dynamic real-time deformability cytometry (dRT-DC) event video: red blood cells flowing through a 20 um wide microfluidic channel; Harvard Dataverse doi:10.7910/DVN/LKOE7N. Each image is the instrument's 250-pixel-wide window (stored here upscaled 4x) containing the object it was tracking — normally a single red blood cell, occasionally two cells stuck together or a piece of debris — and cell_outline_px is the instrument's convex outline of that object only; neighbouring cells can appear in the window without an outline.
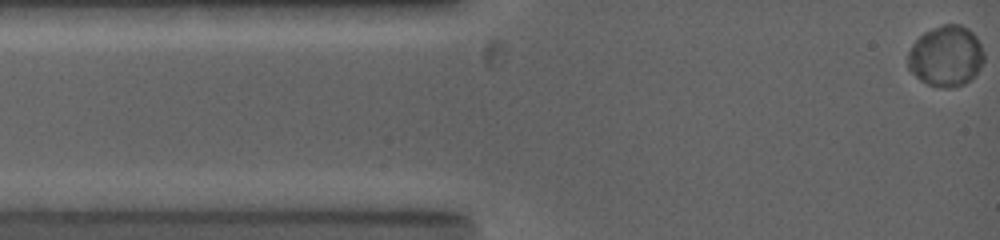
{"species": "common noctule bat (a hibernating species)", "species_latin": "Nyctalus noctula", "temperature_condition": "warm", "stored_images_in_passage": 65, "camera_frame_rate_fps": 5000, "um_per_image_px": 0.085, "animal": {"sex": "female", "body_mass_g": 19.0, "forearm_length_mm": 53.3}, "frame": {"image": 1, "passage_image": 1, "time_ms": 0.0, "image_size_px": [1000, 240], "cell_outline_px": [[984, 60], [980, 68], [964, 84], [948, 88], [940, 88], [928, 84], [920, 80], [908, 68], [908, 52], [912, 44], [924, 32], [932, 28], [944, 24], [960, 24], [968, 28], [976, 36], [984, 52]], "centroid_in_image_um": [80.4, 4.76], "position_along_channel_um": 4.6, "area_um2": 26.93}}
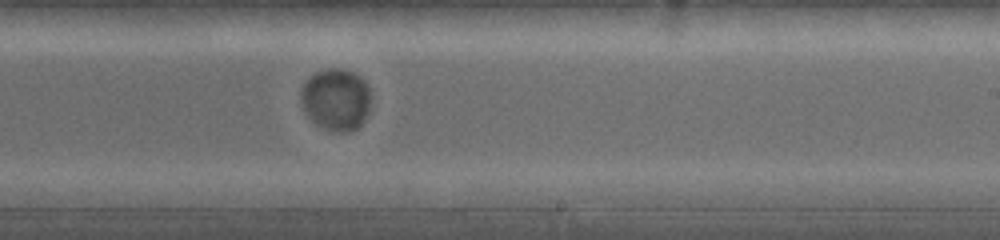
{"frame": {"image": 2, "passage_image": 40, "time_ms": 8.0, "image_size_px": [1000, 240], "cell_outline_px": [[368, 112], [360, 124], [356, 128], [348, 132], [344, 132], [324, 128], [312, 120], [308, 116], [300, 100], [300, 92], [304, 84], [316, 72], [328, 68], [336, 68], [352, 72], [364, 80], [368, 88]], "centroid_in_image_um": [28.53, 8.45], "position_along_channel_um": 260.5, "area_um2": 24.57}}
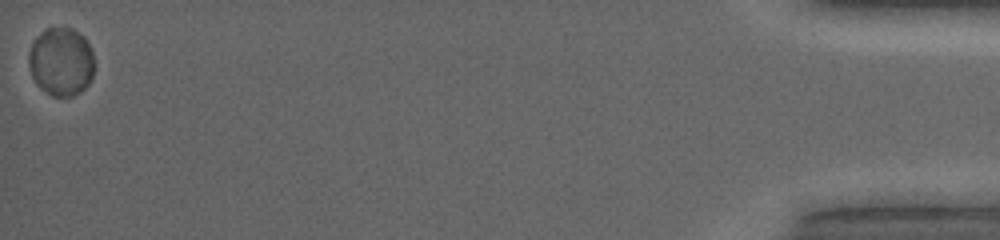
{"frame": {"image": 3, "passage_image": 65, "time_ms": 16.0, "image_size_px": [1000, 240], "cell_outline_px": [[92, 80], [80, 92], [72, 96], [52, 96], [40, 88], [36, 84], [28, 68], [28, 52], [36, 36], [44, 28], [72, 28], [84, 36], [92, 52]], "centroid_in_image_um": [5.16, 5.24], "position_along_channel_um": 430.0, "area_um2": 26.24}, "authors_computed_cell_mechanics": {"area_um2": 25.6632, "velocity_mm_per_s": 3.9266, "shape_relaxation_time_tau1_ms": 2.2682, "shape_relaxation_time_tau2_ms": null, "deformation_change_tau1": 0.0195, "deformation_change_tau2": null}}